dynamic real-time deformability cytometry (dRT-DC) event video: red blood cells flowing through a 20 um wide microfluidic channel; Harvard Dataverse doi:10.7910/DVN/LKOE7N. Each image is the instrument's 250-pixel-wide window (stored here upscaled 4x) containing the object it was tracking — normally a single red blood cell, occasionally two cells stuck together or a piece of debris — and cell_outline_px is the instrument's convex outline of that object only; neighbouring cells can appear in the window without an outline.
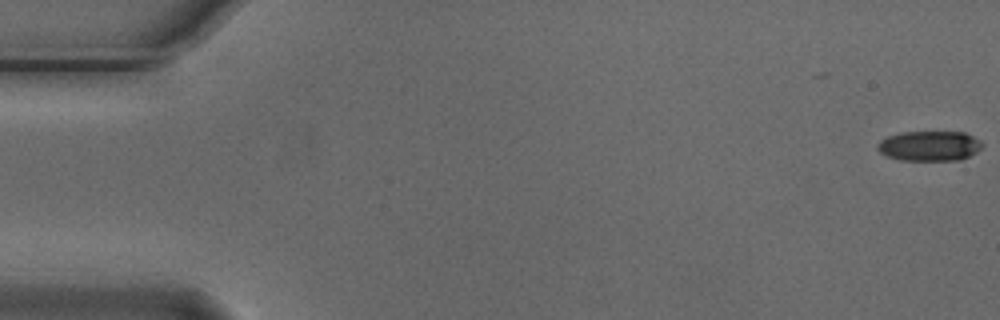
{"species": "Egyptian fruit bat (a non-hibernating species)", "species_latin": "Rousettus aegyptiacus", "temperature_condition": "cold", "stored_images_in_passage": 8, "camera_frame_rate_fps": 3000, "um_per_image_px": 0.085, "animal": {"sex": "male"}, "frame": {"image": 1, "passage_image": 1, "time_ms": 0.0, "image_size_px": [1000, 320], "cell_outline_px": [[984, 144], [976, 152], [960, 160], [900, 160], [888, 156], [880, 152], [876, 148], [876, 144], [880, 140], [888, 136], [904, 132], [964, 132], [980, 140]], "centroid_in_image_um": [78.99, 12.4], "position_along_channel_um": 6.0, "area_um2": 18.26}}
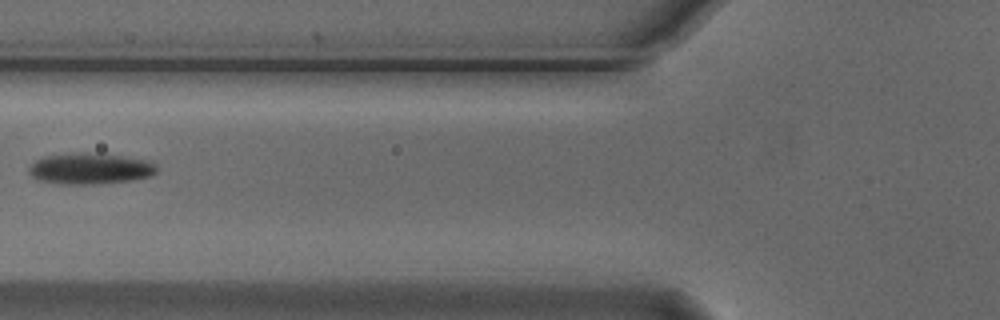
{"frame": {"image": 2, "passage_image": 7, "time_ms": 2.0, "image_size_px": [1000, 320], "cell_outline_px": [[156, 172], [152, 176], [132, 180], [96, 184], [60, 184], [36, 180], [28, 172], [28, 168], [36, 160], [44, 156], [68, 152], [80, 152], [120, 156], [148, 160], [156, 164]], "centroid_in_image_um": [7.62, 14.33], "position_along_channel_um": 118.2, "area_um2": 23.35}}
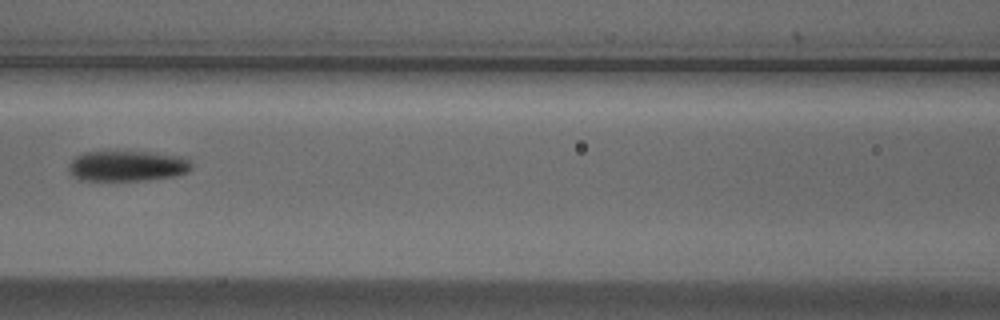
{"frame": {"image": 3, "passage_image": 8, "time_ms": 2.333, "image_size_px": [1000, 320], "cell_outline_px": [[192, 168], [188, 172], [176, 176], [148, 180], [80, 180], [72, 176], [68, 172], [68, 164], [76, 156], [84, 152], [148, 152], [184, 156], [192, 160]], "centroid_in_image_um": [10.85, 14.11], "position_along_channel_um": 155.7, "area_um2": 22.14}}